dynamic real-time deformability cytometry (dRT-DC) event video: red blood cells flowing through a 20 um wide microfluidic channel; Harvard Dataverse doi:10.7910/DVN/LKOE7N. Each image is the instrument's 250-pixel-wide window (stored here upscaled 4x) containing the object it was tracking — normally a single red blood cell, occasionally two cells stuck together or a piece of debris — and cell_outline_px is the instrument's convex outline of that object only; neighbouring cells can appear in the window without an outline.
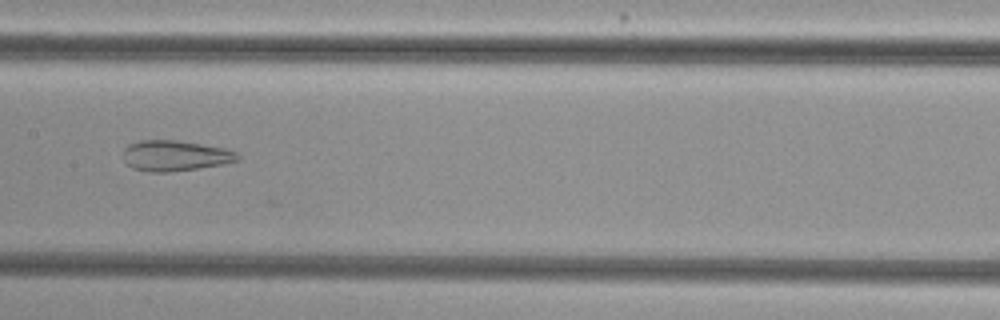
{"species": "common noctule bat (a hibernating species)", "species_latin": "Nyctalus noctula", "temperature_condition": "cold", "stored_images_in_passage": 45, "camera_frame_rate_fps": 3000, "um_per_image_px": 0.085, "animal": {"sex": "female", "body_mass_g": 29.2, "forearm_length_mm": 56.3}, "frame": {"image": 1, "passage_image": 18, "time_ms": 5.667, "image_size_px": [1000, 320], "cell_outline_px": [[240, 156], [236, 160], [220, 164], [196, 168], [168, 172], [148, 172], [132, 168], [124, 160], [124, 148], [128, 144], [140, 140], [176, 140], [224, 148], [236, 152]], "centroid_in_image_um": [14.82, 13.23], "position_along_channel_um": 192.6, "area_um2": 20.11}}
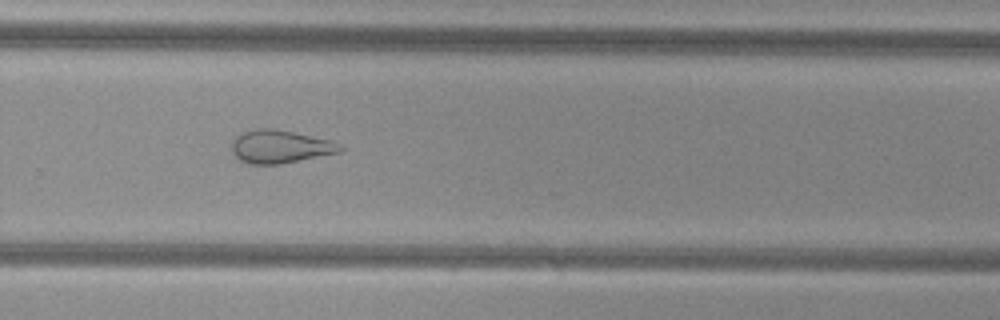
{"frame": {"image": 2, "passage_image": 27, "time_ms": 8.667, "image_size_px": [1000, 320], "cell_outline_px": [[344, 148], [340, 152], [280, 164], [248, 164], [240, 160], [232, 152], [232, 140], [240, 132], [256, 128], [268, 128], [292, 132], [332, 140]], "centroid_in_image_um": [23.77, 12.46], "position_along_channel_um": 306.0, "area_um2": 20.81}}
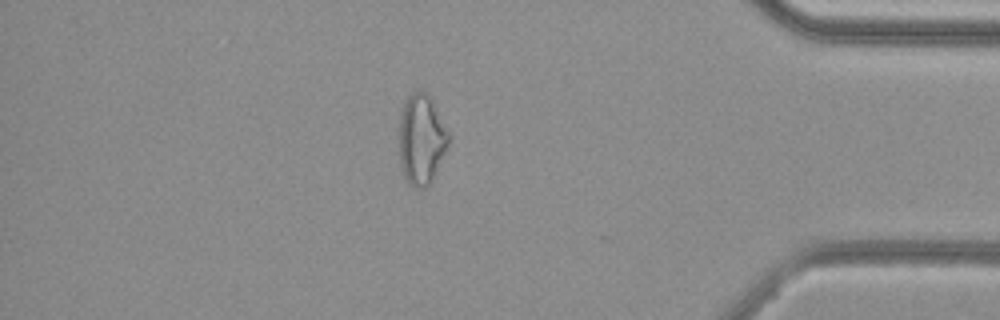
{"frame": {"image": 3, "passage_image": 37, "time_ms": 12.0, "image_size_px": [1000, 320], "cell_outline_px": [[448, 144], [432, 180], [424, 188], [412, 188], [408, 184], [404, 176], [400, 164], [400, 108], [408, 96], [412, 92], [424, 92], [432, 100], [448, 132]], "centroid_in_image_um": [35.79, 11.87], "position_along_channel_um": 399.4, "area_um2": 25.61}}